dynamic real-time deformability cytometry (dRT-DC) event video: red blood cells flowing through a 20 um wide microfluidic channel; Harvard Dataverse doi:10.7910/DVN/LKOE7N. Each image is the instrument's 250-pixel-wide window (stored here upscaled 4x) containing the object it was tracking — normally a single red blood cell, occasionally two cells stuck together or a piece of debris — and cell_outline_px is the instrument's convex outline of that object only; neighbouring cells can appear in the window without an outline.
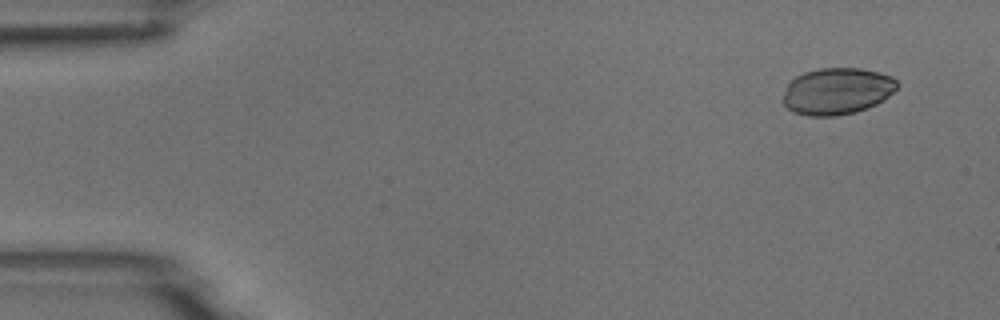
{"species": "common noctule bat (a hibernating species)", "species_latin": "Nyctalus noctula", "temperature_condition": "room temperature", "stored_images_in_passage": 5, "camera_frame_rate_fps": 3000, "um_per_image_px": 0.085, "animal": {"sex": "male", "body_mass_g": 18.8}, "frame": {"image": 1, "passage_image": 2, "time_ms": 1.0, "image_size_px": [1000, 320], "cell_outline_px": [[900, 84], [884, 100], [876, 104], [856, 112], [836, 116], [808, 116], [792, 112], [784, 104], [784, 92], [788, 84], [796, 76], [804, 72], [820, 68], [860, 68], [880, 72], [892, 76]], "centroid_in_image_um": [71.16, 7.75], "position_along_channel_um": 13.8, "area_um2": 31.15}}